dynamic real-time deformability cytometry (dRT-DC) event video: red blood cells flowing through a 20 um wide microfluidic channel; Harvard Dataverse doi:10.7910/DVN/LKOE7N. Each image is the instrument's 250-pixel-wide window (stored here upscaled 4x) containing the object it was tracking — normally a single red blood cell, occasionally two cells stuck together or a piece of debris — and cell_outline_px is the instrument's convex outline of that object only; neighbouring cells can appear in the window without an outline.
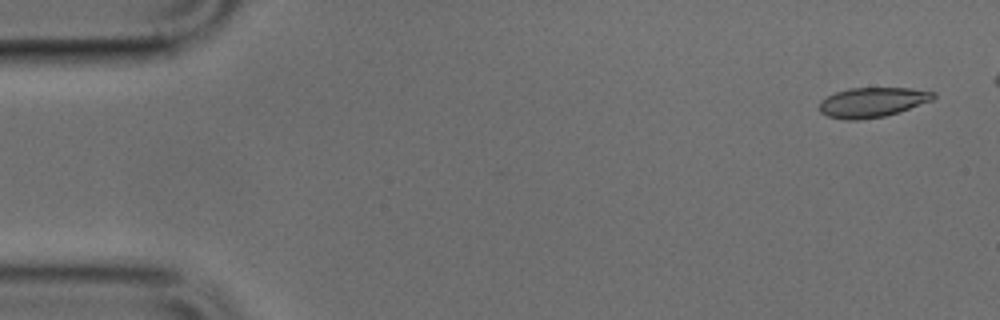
{"species": "common noctule bat (a hibernating species)", "species_latin": "Nyctalus noctula", "temperature_condition": "cold", "stored_images_in_passage": 44, "camera_frame_rate_fps": 3000, "um_per_image_px": 0.085, "animal": {"sex": "male", "body_mass_g": 17.9, "forearm_length_mm": 54.2}, "frame": {"image": 1, "passage_image": 2, "time_ms": 0.333, "image_size_px": [1000, 320], "cell_outline_px": [[936, 96], [932, 100], [884, 116], [856, 120], [844, 120], [828, 116], [820, 112], [820, 100], [836, 92], [848, 88], [908, 88], [936, 92]], "centroid_in_image_um": [74.12, 8.69], "position_along_channel_um": 10.9, "area_um2": 19.54}}
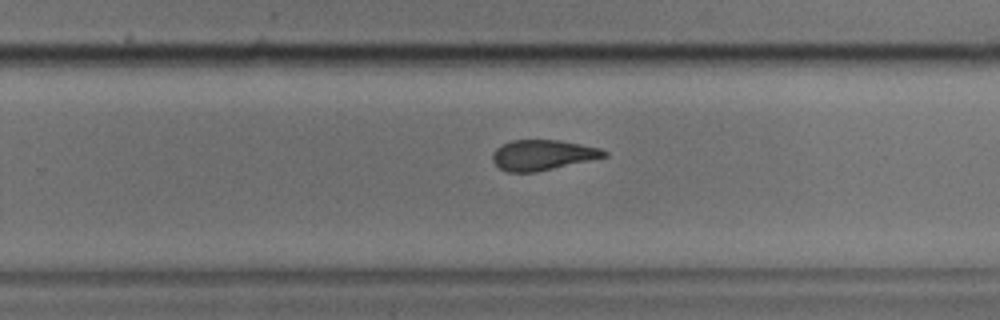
{"frame": {"image": 2, "passage_image": 31, "time_ms": 10.0, "image_size_px": [1000, 320], "cell_outline_px": [[608, 156], [536, 172], [508, 172], [500, 168], [492, 160], [492, 152], [500, 144], [512, 140], [560, 140], [600, 148], [608, 152]], "centroid_in_image_um": [46.1, 13.17], "position_along_channel_um": 283.7, "area_um2": 19.71}}
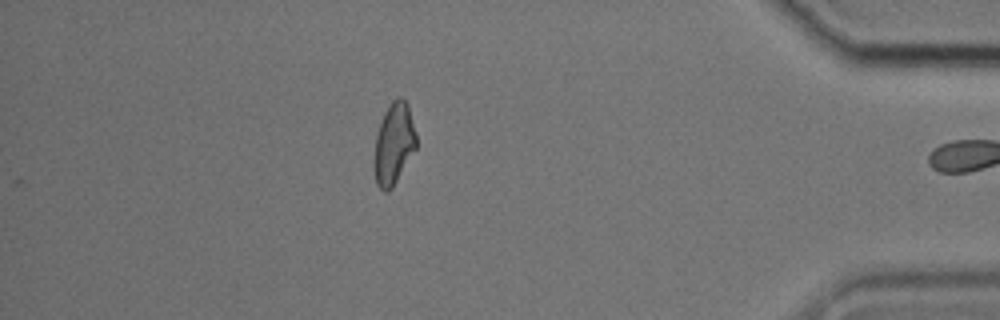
{"frame": {"image": 3, "passage_image": 43, "time_ms": 14.0, "image_size_px": [1000, 320], "cell_outline_px": [[416, 148], [392, 188], [388, 192], [384, 192], [376, 184], [376, 136], [384, 112], [388, 104], [396, 96], [400, 96], [408, 104], [416, 136]], "centroid_in_image_um": [33.5, 12.18], "position_along_channel_um": 401.7, "area_um2": 19.48}}